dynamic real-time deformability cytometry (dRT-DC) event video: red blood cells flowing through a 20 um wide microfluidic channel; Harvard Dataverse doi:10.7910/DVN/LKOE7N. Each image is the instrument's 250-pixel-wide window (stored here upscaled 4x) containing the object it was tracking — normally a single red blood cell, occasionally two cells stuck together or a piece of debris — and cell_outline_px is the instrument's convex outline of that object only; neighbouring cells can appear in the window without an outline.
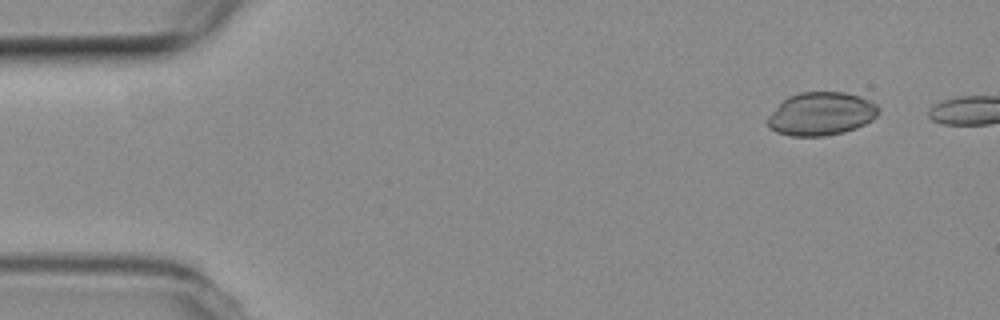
{"species": "common noctule bat (a hibernating species)", "species_latin": "Nyctalus noctula", "temperature_condition": "room temperature", "stored_images_in_passage": 5, "camera_frame_rate_fps": 3000, "um_per_image_px": 0.085, "animal": {"sex": "female", "body_mass_g": 19.3, "forearm_length_mm": 54.1}, "frame": {"image": 1, "passage_image": 2, "time_ms": 0.333, "image_size_px": [1000, 320], "cell_outline_px": [[880, 108], [876, 116], [872, 120], [856, 128], [844, 132], [824, 136], [792, 136], [776, 132], [768, 128], [768, 116], [788, 96], [800, 92], [844, 92], [860, 96], [876, 104]], "centroid_in_image_um": [69.8, 9.68], "position_along_channel_um": 15.2, "area_um2": 27.86}}